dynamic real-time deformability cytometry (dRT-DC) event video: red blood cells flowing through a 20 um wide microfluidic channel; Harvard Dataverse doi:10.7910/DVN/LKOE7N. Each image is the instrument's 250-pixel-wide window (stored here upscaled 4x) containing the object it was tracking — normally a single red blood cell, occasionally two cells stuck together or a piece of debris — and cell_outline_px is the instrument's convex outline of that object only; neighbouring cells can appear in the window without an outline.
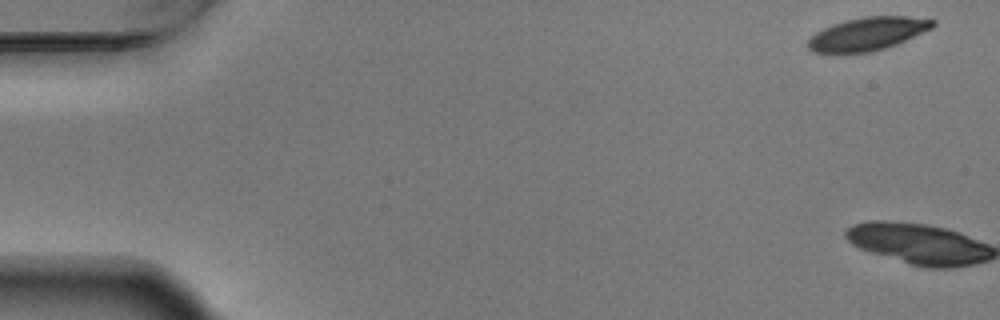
{"species": "Egyptian fruit bat (a non-hibernating species)", "species_latin": "Rousettus aegyptiacus", "temperature_condition": "warm", "stored_images_in_passage": 5, "camera_frame_rate_fps": 3000, "um_per_image_px": 0.085, "animal": {"sex": "male"}, "frame": {"image": 1, "passage_image": 1, "time_ms": 0.0, "image_size_px": [1000, 320], "cell_outline_px": [[936, 24], [932, 28], [896, 44], [884, 48], [868, 52], [812, 52], [808, 48], [808, 40], [816, 32], [832, 24], [844, 20], [864, 16], [908, 16], [936, 20]], "centroid_in_image_um": [73.76, 2.85], "position_along_channel_um": 11.2, "area_um2": 23.81}}